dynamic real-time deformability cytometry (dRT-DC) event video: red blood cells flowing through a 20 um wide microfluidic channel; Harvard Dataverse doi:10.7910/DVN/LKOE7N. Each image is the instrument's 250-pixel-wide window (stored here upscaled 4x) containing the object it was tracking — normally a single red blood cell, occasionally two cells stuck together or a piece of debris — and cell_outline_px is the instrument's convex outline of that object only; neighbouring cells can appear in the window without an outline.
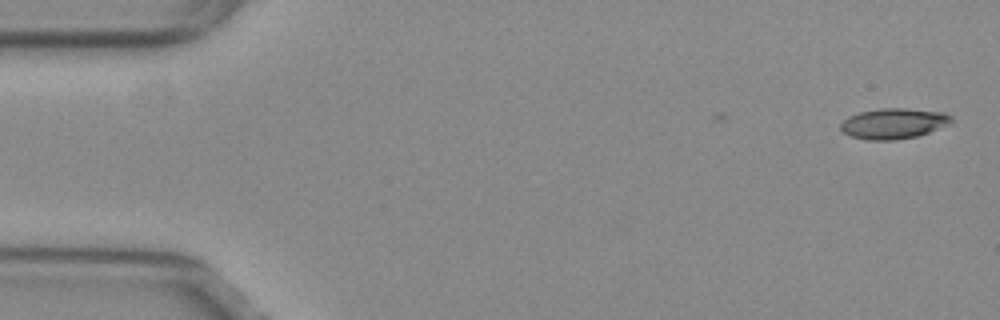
{"species": "common noctule bat (a hibernating species)", "species_latin": "Nyctalus noctula", "temperature_condition": "warm", "stored_images_in_passage": 7, "camera_frame_rate_fps": 3000, "um_per_image_px": 0.085, "animal": {"sex": "female", "body_mass_g": 29.2, "forearm_length_mm": 56.3}, "frame": {"image": 1, "passage_image": 1, "time_ms": 0.0, "image_size_px": [1000, 320], "cell_outline_px": [[952, 120], [948, 124], [928, 132], [916, 136], [896, 140], [868, 140], [852, 136], [844, 132], [840, 128], [840, 124], [848, 116], [860, 112], [880, 108], [904, 108], [944, 112], [952, 116]], "centroid_in_image_um": [75.94, 10.49], "position_along_channel_um": 9.1, "area_um2": 19.54}}